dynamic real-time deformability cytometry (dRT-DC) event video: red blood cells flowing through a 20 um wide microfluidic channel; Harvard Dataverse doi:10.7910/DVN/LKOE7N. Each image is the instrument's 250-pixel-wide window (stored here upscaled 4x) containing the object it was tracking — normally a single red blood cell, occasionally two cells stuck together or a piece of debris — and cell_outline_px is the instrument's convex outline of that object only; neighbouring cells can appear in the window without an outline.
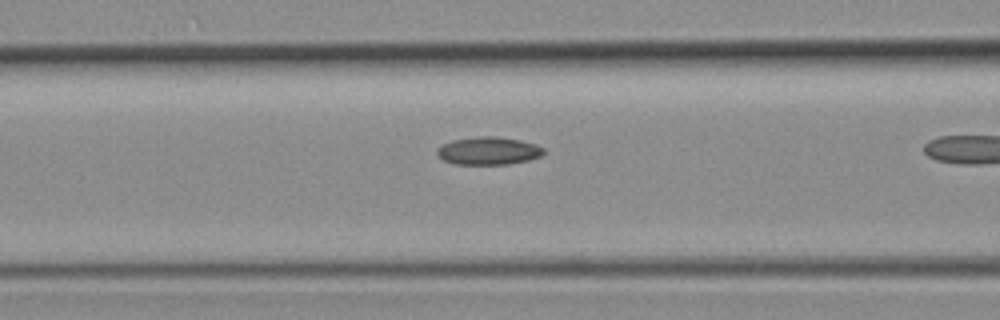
{"species": "common noctule bat (a hibernating species)", "species_latin": "Nyctalus noctula", "temperature_condition": "room temperature", "stored_images_in_passage": 18, "camera_frame_rate_fps": 3000, "um_per_image_px": 0.085, "animal": {"sex": "female", "body_mass_g": 19.3, "forearm_length_mm": 54.1}, "frame": {"image": 1, "passage_image": 8, "time_ms": 2.333, "image_size_px": [1000, 320], "cell_outline_px": [[544, 152], [540, 156], [528, 160], [508, 164], [456, 164], [444, 160], [436, 152], [436, 148], [452, 140], [480, 136], [492, 136], [520, 140], [536, 144], [544, 148]], "centroid_in_image_um": [41.52, 12.82], "position_along_channel_um": 125.1, "area_um2": 17.11}}
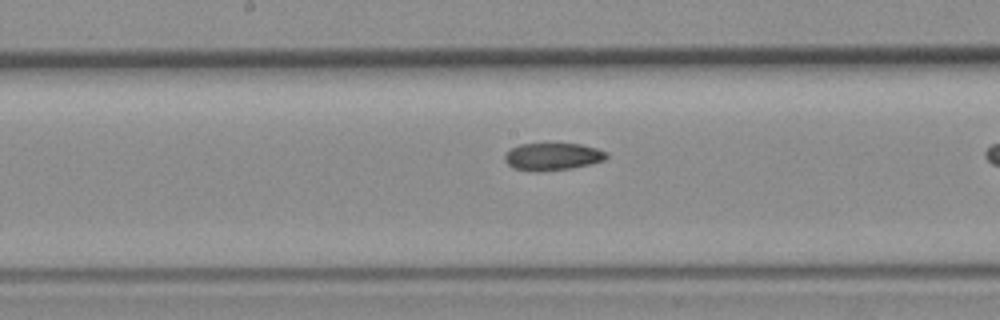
{"frame": {"image": 2, "passage_image": 13, "time_ms": 4.0, "image_size_px": [1000, 320], "cell_outline_px": [[608, 156], [604, 160], [572, 168], [540, 172], [536, 172], [512, 168], [504, 160], [504, 156], [512, 148], [520, 144], [580, 144], [596, 148], [608, 152]], "centroid_in_image_um": [46.96, 13.32], "position_along_channel_um": 201.2, "area_um2": 16.18}}
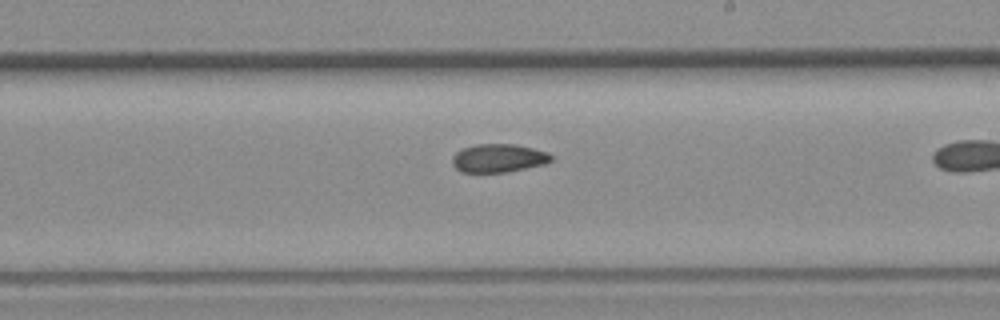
{"frame": {"image": 3, "passage_image": 16, "time_ms": 5.0, "image_size_px": [1000, 320], "cell_outline_px": [[552, 160], [544, 164], [508, 172], [460, 172], [452, 164], [452, 156], [456, 152], [464, 148], [476, 144], [512, 144], [532, 148], [548, 152], [552, 156]], "centroid_in_image_um": [42.36, 13.44], "position_along_channel_um": 246.6, "area_um2": 16.3}}